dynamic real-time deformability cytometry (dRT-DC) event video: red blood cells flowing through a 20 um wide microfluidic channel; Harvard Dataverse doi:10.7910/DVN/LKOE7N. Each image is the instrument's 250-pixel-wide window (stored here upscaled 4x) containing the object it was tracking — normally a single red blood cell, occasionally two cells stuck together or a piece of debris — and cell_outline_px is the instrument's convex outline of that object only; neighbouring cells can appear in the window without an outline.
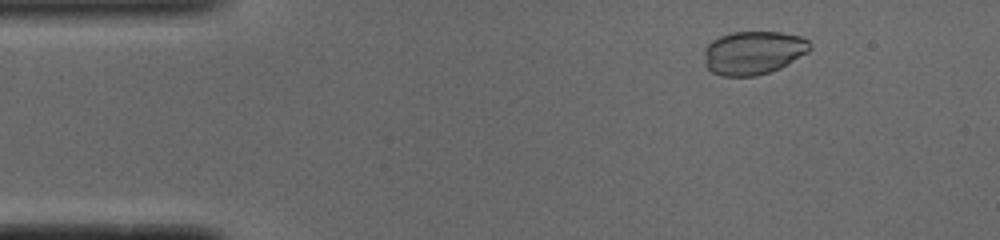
{"species": "common noctule bat (a hibernating species)", "species_latin": "Nyctalus noctula", "temperature_condition": "cold", "stored_images_in_passage": 51, "camera_frame_rate_fps": 3000, "um_per_image_px": 0.085, "animal": {"sex": "male", "body_mass_g": 19.0, "forearm_length_mm": 50.8}, "frame": {"image": 1, "passage_image": 6, "time_ms": 1.667, "image_size_px": [1000, 240], "cell_outline_px": [[812, 48], [808, 52], [780, 68], [756, 76], [724, 76], [712, 72], [704, 64], [704, 48], [712, 40], [720, 36], [732, 32], [780, 32], [800, 36], [808, 40], [812, 44]], "centroid_in_image_um": [64.03, 4.47], "position_along_channel_um": 21.0, "area_um2": 26.88}}
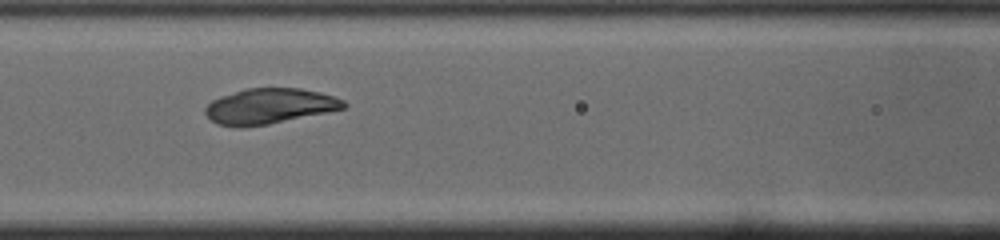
{"frame": {"image": 2, "passage_image": 21, "time_ms": 6.667, "image_size_px": [1000, 240], "cell_outline_px": [[348, 104], [344, 108], [268, 124], [220, 124], [212, 120], [204, 112], [204, 108], [212, 100], [220, 96], [244, 88], [300, 88], [320, 92], [344, 100]], "centroid_in_image_um": [22.93, 8.97], "position_along_channel_um": 143.7, "area_um2": 27.69}}
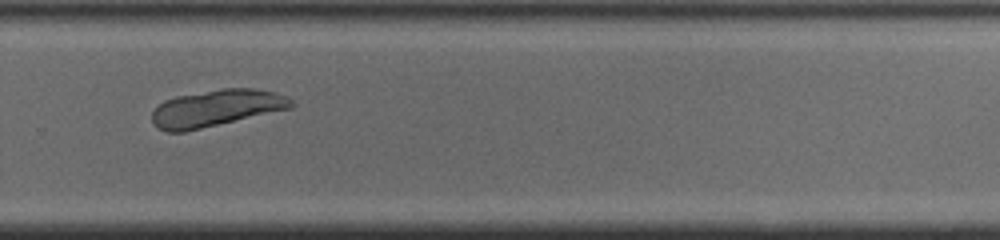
{"frame": {"image": 3, "passage_image": 34, "time_ms": 11.0, "image_size_px": [1000, 240], "cell_outline_px": [[296, 104], [292, 108], [184, 132], [168, 132], [156, 128], [152, 120], [152, 112], [164, 100], [176, 96], [220, 88], [252, 88], [276, 92], [288, 96]], "centroid_in_image_um": [18.4, 9.18], "position_along_channel_um": 311.4, "area_um2": 30.0}}